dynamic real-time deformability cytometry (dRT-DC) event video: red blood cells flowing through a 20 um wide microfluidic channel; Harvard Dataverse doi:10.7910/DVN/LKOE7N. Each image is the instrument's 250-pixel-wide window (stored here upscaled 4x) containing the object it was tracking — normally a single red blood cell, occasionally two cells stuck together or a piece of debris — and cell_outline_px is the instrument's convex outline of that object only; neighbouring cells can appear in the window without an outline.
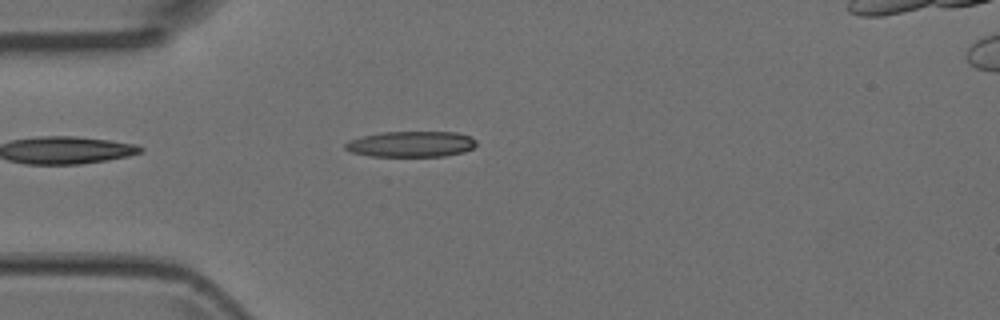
{"species": "Egyptian fruit bat (a non-hibernating species)", "species_latin": "Rousettus aegyptiacus", "temperature_condition": "room temperature", "stored_images_in_passage": 2, "camera_frame_rate_fps": 3000, "um_per_image_px": 0.085, "animal": {"sex": "female"}, "frame": {"image": 1, "passage_image": 1, "time_ms": 0.0, "image_size_px": [1000, 320], "cell_outline_px": [[476, 144], [472, 148], [464, 152], [444, 156], [368, 156], [352, 152], [344, 148], [344, 144], [348, 140], [360, 136], [380, 132], [456, 132], [468, 136], [476, 140]], "centroid_in_image_um": [34.9, 12.24], "position_along_channel_um": 50.1, "area_um2": 19.77}}